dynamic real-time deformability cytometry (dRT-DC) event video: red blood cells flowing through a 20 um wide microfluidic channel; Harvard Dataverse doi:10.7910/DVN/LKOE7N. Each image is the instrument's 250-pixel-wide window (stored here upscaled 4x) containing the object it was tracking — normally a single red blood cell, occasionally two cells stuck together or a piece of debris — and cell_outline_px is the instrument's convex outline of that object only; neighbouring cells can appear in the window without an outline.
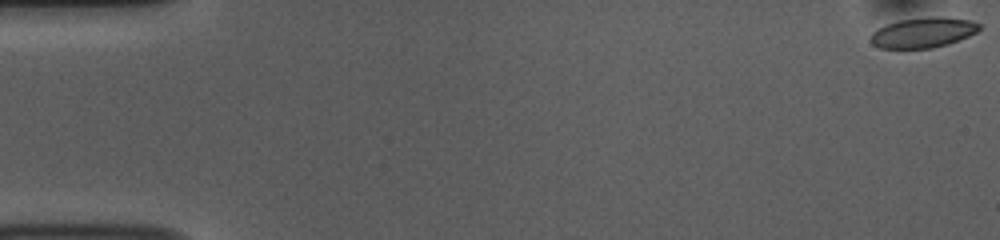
{"species": "common noctule bat (a hibernating species)", "species_latin": "Nyctalus noctula", "temperature_condition": "room temperature", "stored_images_in_passage": 54, "camera_frame_rate_fps": 3000, "um_per_image_px": 0.085, "animal": {"sex": "female", "body_mass_g": 10.0, "forearm_length_mm": 53.1}, "frame": {"image": 1, "passage_image": 1, "time_ms": 0.0, "image_size_px": [1000, 240], "cell_outline_px": [[980, 28], [976, 32], [968, 36], [948, 44], [932, 48], [880, 48], [872, 44], [868, 40], [868, 36], [872, 32], [888, 24], [900, 20], [932, 16], [940, 16], [968, 20], [980, 24]], "centroid_in_image_um": [78.43, 2.77], "position_along_channel_um": 6.6, "area_um2": 19.07}}
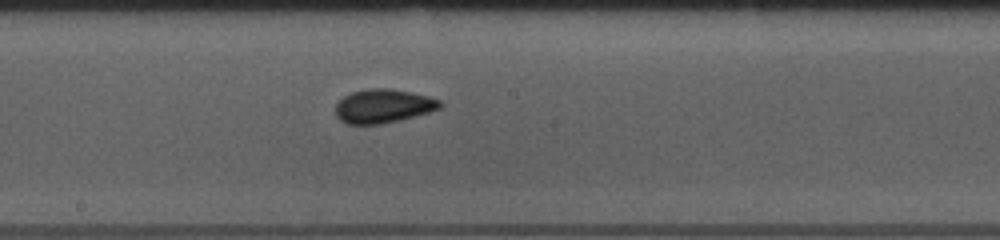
{"frame": {"image": 2, "passage_image": 29, "time_ms": 9.333, "image_size_px": [1000, 240], "cell_outline_px": [[444, 104], [440, 108], [428, 112], [400, 120], [380, 124], [348, 124], [340, 120], [336, 116], [336, 104], [344, 96], [352, 92], [372, 88], [388, 88], [428, 96], [440, 100]], "centroid_in_image_um": [32.57, 9.02], "position_along_channel_um": 215.6, "area_um2": 20.4}}
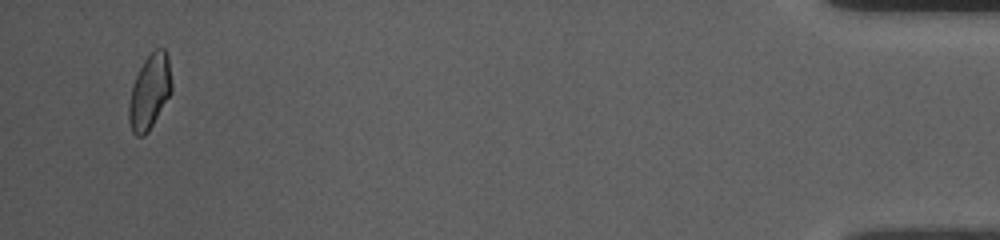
{"frame": {"image": 3, "passage_image": 52, "time_ms": 17.0, "image_size_px": [1000, 240], "cell_outline_px": [[172, 92], [148, 132], [144, 136], [136, 136], [132, 132], [128, 120], [128, 104], [132, 88], [136, 76], [144, 60], [156, 48], [164, 48], [168, 56], [172, 84]], "centroid_in_image_um": [12.72, 7.82], "position_along_channel_um": 422.5, "area_um2": 18.61}, "authors_computed_cell_mechanics": {"area_um2": 19.5653, "velocity_mm_per_s": 3.7445, "shape_relaxation_time_tau1_ms": 3.8703, "shape_relaxation_time_tau2_ms": 1.5768, "deformation_change_tau1": 0.0853, "deformation_change_tau2": 0.0604}}